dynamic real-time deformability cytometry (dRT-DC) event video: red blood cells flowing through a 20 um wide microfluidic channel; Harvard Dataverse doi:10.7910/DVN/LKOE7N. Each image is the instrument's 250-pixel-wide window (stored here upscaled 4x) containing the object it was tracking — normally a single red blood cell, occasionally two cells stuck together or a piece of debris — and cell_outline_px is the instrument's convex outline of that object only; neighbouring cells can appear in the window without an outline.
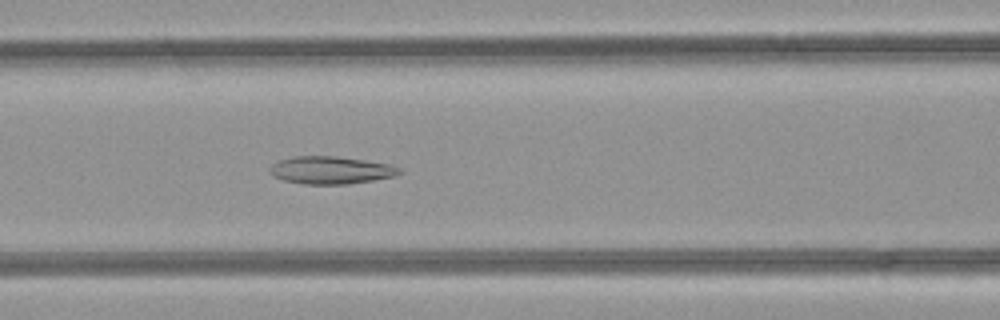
{"species": "common noctule bat (a hibernating species)", "species_latin": "Nyctalus noctula", "temperature_condition": "room temperature", "stored_images_in_passage": 38, "camera_frame_rate_fps": 3000, "um_per_image_px": 0.085, "animal": {"sex": "female", "body_mass_g": 21.9}, "frame": {"image": 1, "passage_image": 10, "time_ms": 3.0, "image_size_px": [1000, 320], "cell_outline_px": [[404, 172], [392, 176], [372, 180], [348, 184], [304, 184], [284, 180], [272, 176], [268, 168], [272, 164], [280, 160], [292, 156], [336, 156], [364, 160], [388, 164], [400, 168]], "centroid_in_image_um": [28.08, 14.46], "position_along_channel_um": 138.5, "area_um2": 20.75}}
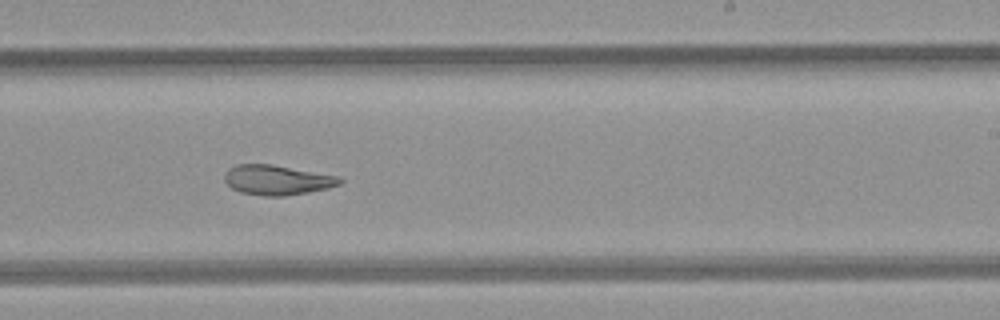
{"frame": {"image": 2, "passage_image": 19, "time_ms": 6.0, "image_size_px": [1000, 320], "cell_outline_px": [[344, 180], [340, 184], [328, 188], [308, 192], [284, 196], [264, 196], [240, 192], [232, 188], [224, 180], [224, 176], [228, 168], [236, 164], [272, 164], [340, 176]], "centroid_in_image_um": [23.56, 15.29], "position_along_channel_um": 265.4, "area_um2": 20.17}}
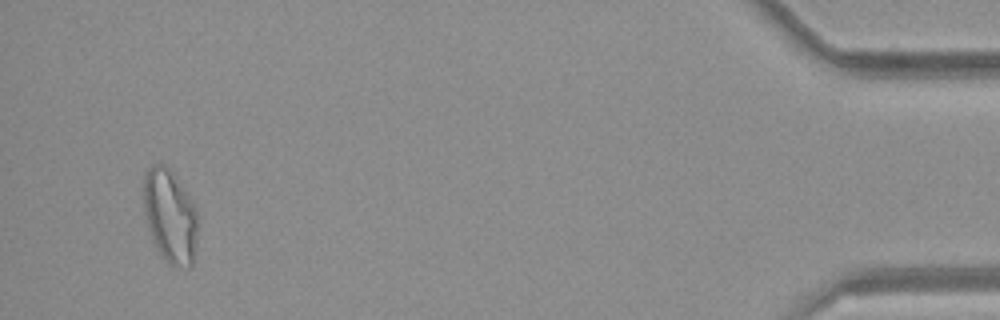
{"frame": {"image": 3, "passage_image": 36, "time_ms": 11.667, "image_size_px": [1000, 320], "cell_outline_px": [[200, 216], [196, 248], [192, 268], [172, 268], [168, 264], [160, 252], [148, 228], [144, 216], [144, 172], [152, 164], [164, 164], [172, 172], [192, 200]], "centroid_in_image_um": [14.5, 18.41], "position_along_channel_um": 420.7, "area_um2": 30.17}, "authors_computed_cell_mechanics": {"area_um2": 21.8773, "velocity_mm_per_s": 4.2397, "shape_relaxation_time_tau1_ms": null, "shape_relaxation_time_tau2_ms": 2.9588, "deformation_change_tau1": null, "deformation_change_tau2": 0.1055}}